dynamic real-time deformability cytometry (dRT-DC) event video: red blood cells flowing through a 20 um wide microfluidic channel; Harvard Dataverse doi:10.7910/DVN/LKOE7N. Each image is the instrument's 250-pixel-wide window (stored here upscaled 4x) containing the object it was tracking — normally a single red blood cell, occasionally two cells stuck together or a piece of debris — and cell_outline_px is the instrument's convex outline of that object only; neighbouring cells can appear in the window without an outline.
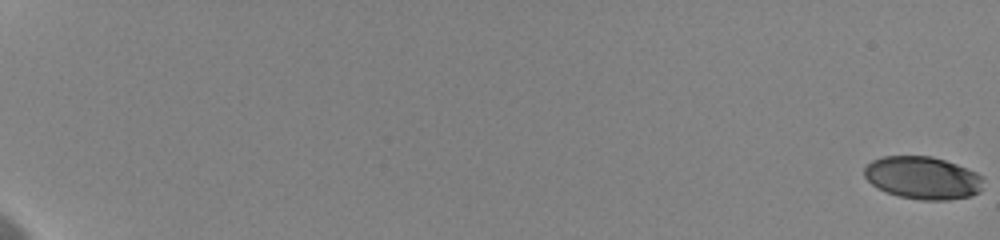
{"species": "human", "species_latin": "Homo sapiens", "temperature_condition": "cold", "stored_images_in_passage": 9, "camera_frame_rate_fps": 3000, "um_per_image_px": 0.085, "donor": {"sex": "female"}, "frame": {"image": 1, "passage_image": 1, "time_ms": 0.0, "image_size_px": [1000, 240], "cell_outline_px": [[984, 180], [980, 192], [972, 196], [948, 200], [920, 200], [900, 196], [884, 192], [872, 184], [864, 176], [864, 168], [872, 160], [884, 156], [932, 156], [956, 164], [976, 172], [984, 176]], "centroid_in_image_um": [78.46, 15.12], "position_along_channel_um": 6.5, "area_um2": 29.77}}
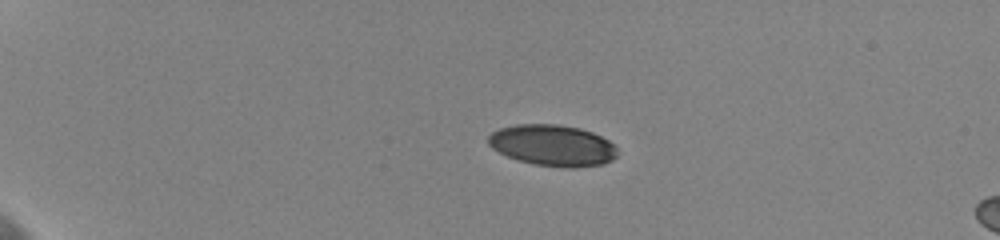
{"frame": {"image": 2, "passage_image": 6, "time_ms": 5.333, "image_size_px": [1000, 240], "cell_outline_px": [[620, 152], [612, 160], [604, 164], [576, 168], [568, 168], [536, 164], [520, 160], [508, 156], [492, 148], [488, 144], [488, 136], [492, 132], [500, 128], [516, 124], [560, 124], [580, 128], [592, 132], [608, 140]], "centroid_in_image_um": [47.0, 12.35], "position_along_channel_um": 38.0, "area_um2": 31.04}}